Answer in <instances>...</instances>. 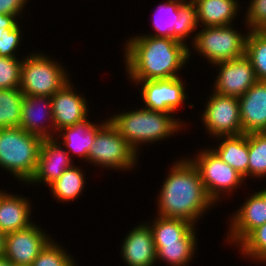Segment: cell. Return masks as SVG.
Instances as JSON below:
<instances>
[{
    "label": "cell",
    "mask_w": 266,
    "mask_h": 266,
    "mask_svg": "<svg viewBox=\"0 0 266 266\" xmlns=\"http://www.w3.org/2000/svg\"><path fill=\"white\" fill-rule=\"evenodd\" d=\"M123 46L126 75L132 84L181 77L192 53L188 44L146 33L128 37Z\"/></svg>",
    "instance_id": "obj_1"
},
{
    "label": "cell",
    "mask_w": 266,
    "mask_h": 266,
    "mask_svg": "<svg viewBox=\"0 0 266 266\" xmlns=\"http://www.w3.org/2000/svg\"><path fill=\"white\" fill-rule=\"evenodd\" d=\"M158 191L157 215L178 218L195 226L208 209L216 206L208 197L200 173L191 157L179 158L170 165ZM203 215V216H202Z\"/></svg>",
    "instance_id": "obj_2"
},
{
    "label": "cell",
    "mask_w": 266,
    "mask_h": 266,
    "mask_svg": "<svg viewBox=\"0 0 266 266\" xmlns=\"http://www.w3.org/2000/svg\"><path fill=\"white\" fill-rule=\"evenodd\" d=\"M111 115L108 117L110 123L138 155L143 144L149 145L167 140L170 136L181 133L182 128L185 129L187 126L183 120L175 118L173 113L153 111L143 107Z\"/></svg>",
    "instance_id": "obj_3"
},
{
    "label": "cell",
    "mask_w": 266,
    "mask_h": 266,
    "mask_svg": "<svg viewBox=\"0 0 266 266\" xmlns=\"http://www.w3.org/2000/svg\"><path fill=\"white\" fill-rule=\"evenodd\" d=\"M42 138L20 127L0 129V169L25 185L33 178Z\"/></svg>",
    "instance_id": "obj_4"
},
{
    "label": "cell",
    "mask_w": 266,
    "mask_h": 266,
    "mask_svg": "<svg viewBox=\"0 0 266 266\" xmlns=\"http://www.w3.org/2000/svg\"><path fill=\"white\" fill-rule=\"evenodd\" d=\"M27 55L23 57L20 84V90L25 96L51 97L71 79L67 68L46 53L28 52Z\"/></svg>",
    "instance_id": "obj_5"
},
{
    "label": "cell",
    "mask_w": 266,
    "mask_h": 266,
    "mask_svg": "<svg viewBox=\"0 0 266 266\" xmlns=\"http://www.w3.org/2000/svg\"><path fill=\"white\" fill-rule=\"evenodd\" d=\"M233 26L234 24L198 29V33L191 36L194 38L191 42L194 51L207 59L210 65L244 56L248 31L246 34L241 33Z\"/></svg>",
    "instance_id": "obj_6"
},
{
    "label": "cell",
    "mask_w": 266,
    "mask_h": 266,
    "mask_svg": "<svg viewBox=\"0 0 266 266\" xmlns=\"http://www.w3.org/2000/svg\"><path fill=\"white\" fill-rule=\"evenodd\" d=\"M140 155L108 121L97 133L90 146L87 162L100 169L132 171L138 167Z\"/></svg>",
    "instance_id": "obj_7"
},
{
    "label": "cell",
    "mask_w": 266,
    "mask_h": 266,
    "mask_svg": "<svg viewBox=\"0 0 266 266\" xmlns=\"http://www.w3.org/2000/svg\"><path fill=\"white\" fill-rule=\"evenodd\" d=\"M196 154L191 161L196 165L205 191L215 205L225 195L232 196L246 182L241 174L225 163L210 147L200 149Z\"/></svg>",
    "instance_id": "obj_8"
},
{
    "label": "cell",
    "mask_w": 266,
    "mask_h": 266,
    "mask_svg": "<svg viewBox=\"0 0 266 266\" xmlns=\"http://www.w3.org/2000/svg\"><path fill=\"white\" fill-rule=\"evenodd\" d=\"M152 27L154 37L174 38L187 44V39L199 27L195 4L192 0H167L159 4L153 12ZM193 33V34H192Z\"/></svg>",
    "instance_id": "obj_9"
},
{
    "label": "cell",
    "mask_w": 266,
    "mask_h": 266,
    "mask_svg": "<svg viewBox=\"0 0 266 266\" xmlns=\"http://www.w3.org/2000/svg\"><path fill=\"white\" fill-rule=\"evenodd\" d=\"M204 105L200 119L209 138L243 134L237 97L213 92Z\"/></svg>",
    "instance_id": "obj_10"
},
{
    "label": "cell",
    "mask_w": 266,
    "mask_h": 266,
    "mask_svg": "<svg viewBox=\"0 0 266 266\" xmlns=\"http://www.w3.org/2000/svg\"><path fill=\"white\" fill-rule=\"evenodd\" d=\"M182 77L138 81L135 86L139 89L144 103L143 108L165 113H177L181 105H184L189 97L187 95L186 83ZM185 84V85H184Z\"/></svg>",
    "instance_id": "obj_11"
},
{
    "label": "cell",
    "mask_w": 266,
    "mask_h": 266,
    "mask_svg": "<svg viewBox=\"0 0 266 266\" xmlns=\"http://www.w3.org/2000/svg\"><path fill=\"white\" fill-rule=\"evenodd\" d=\"M37 223L10 232L6 236L4 257L15 266H30L44 247L52 240ZM49 235V236H48Z\"/></svg>",
    "instance_id": "obj_12"
},
{
    "label": "cell",
    "mask_w": 266,
    "mask_h": 266,
    "mask_svg": "<svg viewBox=\"0 0 266 266\" xmlns=\"http://www.w3.org/2000/svg\"><path fill=\"white\" fill-rule=\"evenodd\" d=\"M212 66L219 70L212 88L215 93L239 98L257 82L254 68L245 55Z\"/></svg>",
    "instance_id": "obj_13"
},
{
    "label": "cell",
    "mask_w": 266,
    "mask_h": 266,
    "mask_svg": "<svg viewBox=\"0 0 266 266\" xmlns=\"http://www.w3.org/2000/svg\"><path fill=\"white\" fill-rule=\"evenodd\" d=\"M71 79L51 96L53 122L56 133L64 127H70L87 120L90 114L84 95L77 93Z\"/></svg>",
    "instance_id": "obj_14"
},
{
    "label": "cell",
    "mask_w": 266,
    "mask_h": 266,
    "mask_svg": "<svg viewBox=\"0 0 266 266\" xmlns=\"http://www.w3.org/2000/svg\"><path fill=\"white\" fill-rule=\"evenodd\" d=\"M250 196L230 216L226 241L230 245L238 246L254 229L266 223V204L257 193ZM231 221V222H230Z\"/></svg>",
    "instance_id": "obj_15"
},
{
    "label": "cell",
    "mask_w": 266,
    "mask_h": 266,
    "mask_svg": "<svg viewBox=\"0 0 266 266\" xmlns=\"http://www.w3.org/2000/svg\"><path fill=\"white\" fill-rule=\"evenodd\" d=\"M73 160L61 143L55 138L43 139L40 145L38 165L33 178L27 185H51L66 169L70 168Z\"/></svg>",
    "instance_id": "obj_16"
},
{
    "label": "cell",
    "mask_w": 266,
    "mask_h": 266,
    "mask_svg": "<svg viewBox=\"0 0 266 266\" xmlns=\"http://www.w3.org/2000/svg\"><path fill=\"white\" fill-rule=\"evenodd\" d=\"M20 128L42 139L55 138L50 96L24 95Z\"/></svg>",
    "instance_id": "obj_17"
},
{
    "label": "cell",
    "mask_w": 266,
    "mask_h": 266,
    "mask_svg": "<svg viewBox=\"0 0 266 266\" xmlns=\"http://www.w3.org/2000/svg\"><path fill=\"white\" fill-rule=\"evenodd\" d=\"M122 241L120 254L127 266H155L157 252L151 228L145 221L128 231Z\"/></svg>",
    "instance_id": "obj_18"
},
{
    "label": "cell",
    "mask_w": 266,
    "mask_h": 266,
    "mask_svg": "<svg viewBox=\"0 0 266 266\" xmlns=\"http://www.w3.org/2000/svg\"><path fill=\"white\" fill-rule=\"evenodd\" d=\"M238 100L243 134L266 131V81H257Z\"/></svg>",
    "instance_id": "obj_19"
},
{
    "label": "cell",
    "mask_w": 266,
    "mask_h": 266,
    "mask_svg": "<svg viewBox=\"0 0 266 266\" xmlns=\"http://www.w3.org/2000/svg\"><path fill=\"white\" fill-rule=\"evenodd\" d=\"M31 199L21 194L8 193L0 189V231L8 234L29 227L33 205ZM32 211V212H31Z\"/></svg>",
    "instance_id": "obj_20"
},
{
    "label": "cell",
    "mask_w": 266,
    "mask_h": 266,
    "mask_svg": "<svg viewBox=\"0 0 266 266\" xmlns=\"http://www.w3.org/2000/svg\"><path fill=\"white\" fill-rule=\"evenodd\" d=\"M107 118L106 116V120L100 121L98 124L91 122L88 118L81 123L64 127L56 133L55 139L64 146L69 155L72 154L70 156L72 160L76 154L77 158H81L80 160L87 163L90 146L94 142L96 133L109 121Z\"/></svg>",
    "instance_id": "obj_21"
},
{
    "label": "cell",
    "mask_w": 266,
    "mask_h": 266,
    "mask_svg": "<svg viewBox=\"0 0 266 266\" xmlns=\"http://www.w3.org/2000/svg\"><path fill=\"white\" fill-rule=\"evenodd\" d=\"M239 0H192L199 27L232 25L239 16Z\"/></svg>",
    "instance_id": "obj_22"
},
{
    "label": "cell",
    "mask_w": 266,
    "mask_h": 266,
    "mask_svg": "<svg viewBox=\"0 0 266 266\" xmlns=\"http://www.w3.org/2000/svg\"><path fill=\"white\" fill-rule=\"evenodd\" d=\"M220 143L211 148L225 163L234 168L245 180H248V134L238 136H219Z\"/></svg>",
    "instance_id": "obj_23"
},
{
    "label": "cell",
    "mask_w": 266,
    "mask_h": 266,
    "mask_svg": "<svg viewBox=\"0 0 266 266\" xmlns=\"http://www.w3.org/2000/svg\"><path fill=\"white\" fill-rule=\"evenodd\" d=\"M197 229L194 227L180 242L163 243L155 246L157 264L166 262L169 266H188L197 251ZM159 261V262H158Z\"/></svg>",
    "instance_id": "obj_24"
},
{
    "label": "cell",
    "mask_w": 266,
    "mask_h": 266,
    "mask_svg": "<svg viewBox=\"0 0 266 266\" xmlns=\"http://www.w3.org/2000/svg\"><path fill=\"white\" fill-rule=\"evenodd\" d=\"M73 164L70 168L66 169L64 173L49 186L51 194L54 198L61 202L67 203L76 200L82 195L83 189H86V171H83L79 165Z\"/></svg>",
    "instance_id": "obj_25"
},
{
    "label": "cell",
    "mask_w": 266,
    "mask_h": 266,
    "mask_svg": "<svg viewBox=\"0 0 266 266\" xmlns=\"http://www.w3.org/2000/svg\"><path fill=\"white\" fill-rule=\"evenodd\" d=\"M153 234L155 246L163 243L180 242L195 225L189 221L156 215L153 221L147 222Z\"/></svg>",
    "instance_id": "obj_26"
},
{
    "label": "cell",
    "mask_w": 266,
    "mask_h": 266,
    "mask_svg": "<svg viewBox=\"0 0 266 266\" xmlns=\"http://www.w3.org/2000/svg\"><path fill=\"white\" fill-rule=\"evenodd\" d=\"M20 18L21 15L0 14V56L2 57L19 56L16 51L23 40V30L18 21Z\"/></svg>",
    "instance_id": "obj_27"
},
{
    "label": "cell",
    "mask_w": 266,
    "mask_h": 266,
    "mask_svg": "<svg viewBox=\"0 0 266 266\" xmlns=\"http://www.w3.org/2000/svg\"><path fill=\"white\" fill-rule=\"evenodd\" d=\"M23 99L20 88L0 89V129L20 127Z\"/></svg>",
    "instance_id": "obj_28"
},
{
    "label": "cell",
    "mask_w": 266,
    "mask_h": 266,
    "mask_svg": "<svg viewBox=\"0 0 266 266\" xmlns=\"http://www.w3.org/2000/svg\"><path fill=\"white\" fill-rule=\"evenodd\" d=\"M245 56L254 68L257 81H266V33L263 30L248 31Z\"/></svg>",
    "instance_id": "obj_29"
},
{
    "label": "cell",
    "mask_w": 266,
    "mask_h": 266,
    "mask_svg": "<svg viewBox=\"0 0 266 266\" xmlns=\"http://www.w3.org/2000/svg\"><path fill=\"white\" fill-rule=\"evenodd\" d=\"M248 178H266V131L248 133Z\"/></svg>",
    "instance_id": "obj_30"
},
{
    "label": "cell",
    "mask_w": 266,
    "mask_h": 266,
    "mask_svg": "<svg viewBox=\"0 0 266 266\" xmlns=\"http://www.w3.org/2000/svg\"><path fill=\"white\" fill-rule=\"evenodd\" d=\"M242 257L266 264V223L254 229L238 246Z\"/></svg>",
    "instance_id": "obj_31"
},
{
    "label": "cell",
    "mask_w": 266,
    "mask_h": 266,
    "mask_svg": "<svg viewBox=\"0 0 266 266\" xmlns=\"http://www.w3.org/2000/svg\"><path fill=\"white\" fill-rule=\"evenodd\" d=\"M61 245L52 239L30 266H78L73 255Z\"/></svg>",
    "instance_id": "obj_32"
},
{
    "label": "cell",
    "mask_w": 266,
    "mask_h": 266,
    "mask_svg": "<svg viewBox=\"0 0 266 266\" xmlns=\"http://www.w3.org/2000/svg\"><path fill=\"white\" fill-rule=\"evenodd\" d=\"M23 57L0 56V89L20 88Z\"/></svg>",
    "instance_id": "obj_33"
},
{
    "label": "cell",
    "mask_w": 266,
    "mask_h": 266,
    "mask_svg": "<svg viewBox=\"0 0 266 266\" xmlns=\"http://www.w3.org/2000/svg\"><path fill=\"white\" fill-rule=\"evenodd\" d=\"M244 13L247 31H262L266 28V0H249Z\"/></svg>",
    "instance_id": "obj_34"
},
{
    "label": "cell",
    "mask_w": 266,
    "mask_h": 266,
    "mask_svg": "<svg viewBox=\"0 0 266 266\" xmlns=\"http://www.w3.org/2000/svg\"><path fill=\"white\" fill-rule=\"evenodd\" d=\"M28 2V0H0V14L22 15Z\"/></svg>",
    "instance_id": "obj_35"
},
{
    "label": "cell",
    "mask_w": 266,
    "mask_h": 266,
    "mask_svg": "<svg viewBox=\"0 0 266 266\" xmlns=\"http://www.w3.org/2000/svg\"><path fill=\"white\" fill-rule=\"evenodd\" d=\"M6 236H7V234L0 231V257H4Z\"/></svg>",
    "instance_id": "obj_36"
},
{
    "label": "cell",
    "mask_w": 266,
    "mask_h": 266,
    "mask_svg": "<svg viewBox=\"0 0 266 266\" xmlns=\"http://www.w3.org/2000/svg\"><path fill=\"white\" fill-rule=\"evenodd\" d=\"M0 266H14L6 257H0Z\"/></svg>",
    "instance_id": "obj_37"
},
{
    "label": "cell",
    "mask_w": 266,
    "mask_h": 266,
    "mask_svg": "<svg viewBox=\"0 0 266 266\" xmlns=\"http://www.w3.org/2000/svg\"><path fill=\"white\" fill-rule=\"evenodd\" d=\"M257 193L263 198L265 204H266V188H261L257 191Z\"/></svg>",
    "instance_id": "obj_38"
}]
</instances>
